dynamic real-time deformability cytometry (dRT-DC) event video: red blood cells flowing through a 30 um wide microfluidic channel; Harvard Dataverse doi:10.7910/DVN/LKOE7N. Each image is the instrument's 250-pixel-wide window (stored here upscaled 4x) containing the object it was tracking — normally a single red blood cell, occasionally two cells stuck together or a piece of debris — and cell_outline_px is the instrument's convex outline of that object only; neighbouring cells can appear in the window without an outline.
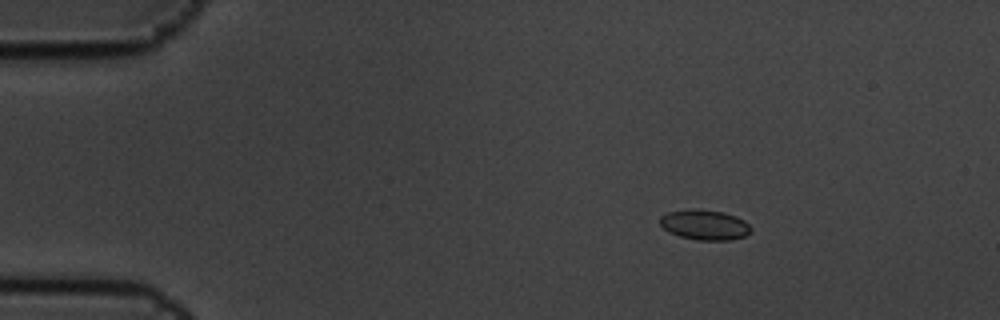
{"species": "common noctule bat (a hibernating species)", "species_latin": "Nyctalus noctula", "temperature_condition": "cold", "stored_images_in_passage": 6, "camera_frame_rate_fps": 3000, "um_per_image_px": 0.085, "animal": {"sex": "male", "body_mass_g": 19.5, "forearm_length_mm": 54.6}, "frame": {"image": 1, "passage_image": 2, "time_ms": 0.333, "image_size_px": [1000, 320], "cell_outline_px": [[752, 232], [744, 236], [732, 240], [696, 240], [680, 236], [668, 232], [660, 224], [660, 216], [668, 212], [692, 208], [696, 208], [724, 212], [736, 216], [744, 220], [752, 228]], "centroid_in_image_um": [59.91, 19.1], "position_along_channel_um": 25.1, "area_um2": 16.18}}
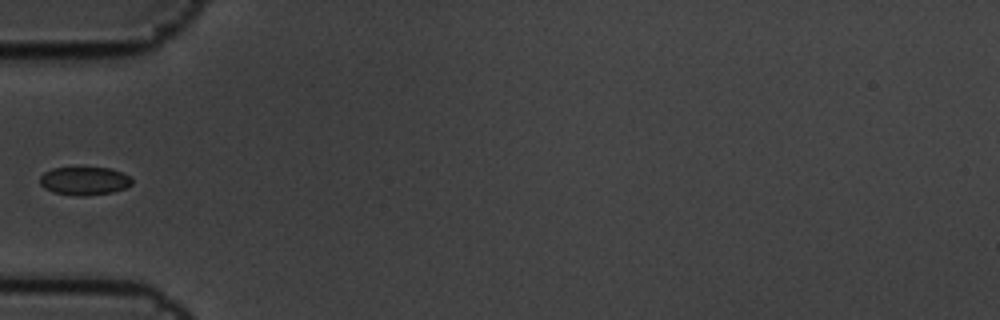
{"frame": {"image": 2, "passage_image": 5, "time_ms": 1.333, "image_size_px": [1000, 320], "cell_outline_px": [[132, 184], [124, 188], [112, 192], [84, 196], [76, 196], [52, 192], [44, 188], [40, 184], [40, 176], [44, 172], [52, 168], [112, 168], [128, 176], [132, 180]], "centroid_in_image_um": [7.14, 15.38], "position_along_channel_um": 77.9, "area_um2": 15.09}}
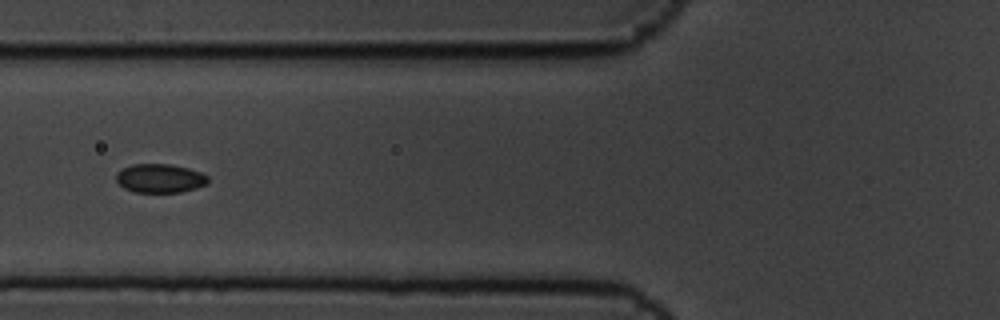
{"frame": {"image": 3, "passage_image": 6, "time_ms": 1.667, "image_size_px": [1000, 320], "cell_outline_px": [[208, 184], [196, 188], [180, 192], [132, 192], [124, 188], [116, 180], [116, 172], [132, 164], [172, 164], [188, 168], [200, 172], [208, 176]], "centroid_in_image_um": [13.6, 15.15], "position_along_channel_um": 112.2, "area_um2": 15.49}}